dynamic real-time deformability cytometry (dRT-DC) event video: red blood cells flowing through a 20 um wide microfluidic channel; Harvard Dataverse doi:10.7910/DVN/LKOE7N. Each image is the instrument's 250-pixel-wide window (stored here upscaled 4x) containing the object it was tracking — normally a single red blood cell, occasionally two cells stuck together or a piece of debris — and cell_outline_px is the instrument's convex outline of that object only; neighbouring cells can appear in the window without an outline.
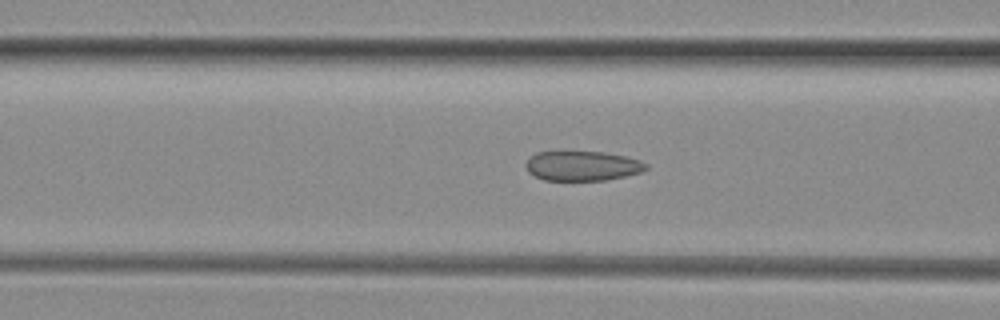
{"species": "common noctule bat (a hibernating species)", "species_latin": "Nyctalus noctula", "temperature_condition": "room temperature", "stored_images_in_passage": 12, "camera_frame_rate_fps": 3000, "um_per_image_px": 0.085, "animal": {"sex": "female", "body_mass_g": 29.2, "forearm_length_mm": 56.3}, "frame": {"image": 1, "passage_image": 10, "time_ms": 3.0, "image_size_px": [1000, 320], "cell_outline_px": [[648, 168], [640, 172], [608, 180], [544, 180], [528, 172], [524, 164], [536, 152], [604, 152], [624, 156], [640, 160], [648, 164]], "centroid_in_image_um": [49.51, 14.1], "position_along_channel_um": 117.1, "area_um2": 20.69}}